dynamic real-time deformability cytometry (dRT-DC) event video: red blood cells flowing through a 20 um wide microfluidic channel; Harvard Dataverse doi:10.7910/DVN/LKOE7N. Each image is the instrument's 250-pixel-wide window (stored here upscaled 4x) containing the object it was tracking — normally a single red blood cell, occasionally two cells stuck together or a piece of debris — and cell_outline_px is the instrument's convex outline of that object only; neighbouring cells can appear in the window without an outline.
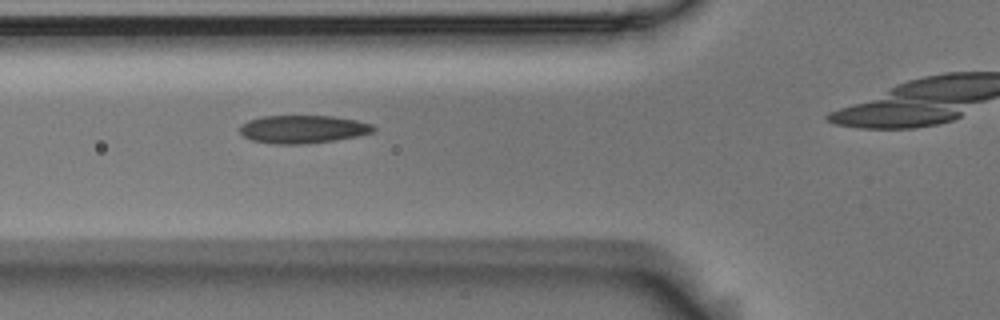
{"species": "Egyptian fruit bat (a non-hibernating species)", "species_latin": "Rousettus aegyptiacus", "temperature_condition": "room temperature", "stored_images_in_passage": 4, "camera_frame_rate_fps": 3000, "um_per_image_px": 0.085, "animal": {"sex": "male"}, "frame": {"image": 1, "passage_image": 3, "time_ms": 0.667, "image_size_px": [1000, 320], "cell_outline_px": [[376, 128], [372, 132], [356, 136], [336, 140], [304, 144], [272, 144], [252, 140], [244, 136], [240, 132], [240, 128], [248, 120], [260, 116], [332, 116], [356, 120], [372, 124]], "centroid_in_image_um": [25.74, 10.98], "position_along_channel_um": 100.1, "area_um2": 21.73}}